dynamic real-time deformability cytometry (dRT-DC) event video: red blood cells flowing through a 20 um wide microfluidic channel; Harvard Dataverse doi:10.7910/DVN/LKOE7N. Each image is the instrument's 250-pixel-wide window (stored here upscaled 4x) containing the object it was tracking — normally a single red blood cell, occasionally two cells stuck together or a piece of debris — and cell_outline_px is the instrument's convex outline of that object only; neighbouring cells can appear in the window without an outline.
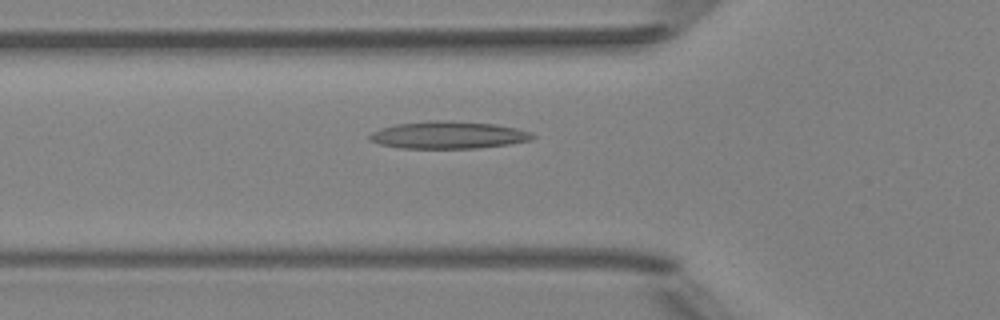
{"species": "Egyptian fruit bat (a non-hibernating species)", "species_latin": "Rousettus aegyptiacus", "temperature_condition": "room temperature", "stored_images_in_passage": 45, "camera_frame_rate_fps": 3000, "um_per_image_px": 0.085, "animal": {"sex": "female"}, "frame": {"image": 1, "passage_image": 12, "time_ms": 3.667, "image_size_px": [1000, 320], "cell_outline_px": [[536, 136], [532, 140], [508, 144], [476, 148], [400, 148], [380, 144], [372, 140], [368, 136], [372, 132], [380, 128], [396, 124], [428, 120], [436, 120], [492, 124], [516, 128], [528, 132]], "centroid_in_image_um": [38.08, 11.48], "position_along_channel_um": 87.7, "area_um2": 25.61}}
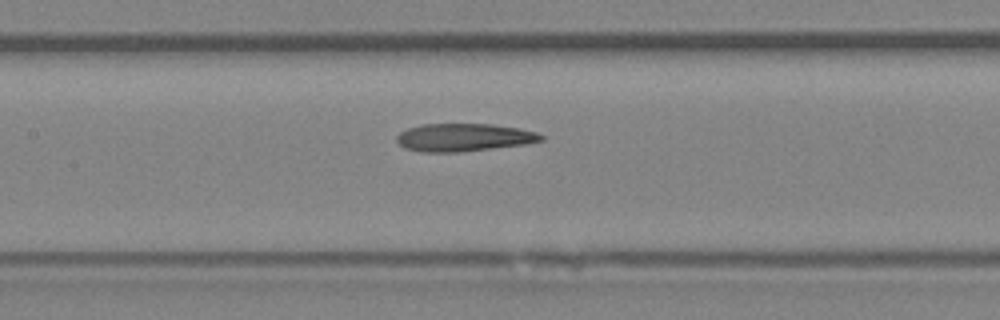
{"frame": {"image": 2, "passage_image": 18, "time_ms": 5.667, "image_size_px": [1000, 320], "cell_outline_px": [[544, 140], [524, 144], [460, 152], [424, 152], [404, 148], [396, 140], [396, 136], [400, 132], [408, 128], [420, 124], [492, 124], [520, 128], [536, 132], [544, 136]], "centroid_in_image_um": [39.41, 11.67], "position_along_channel_um": 168.0, "area_um2": 23.41}}
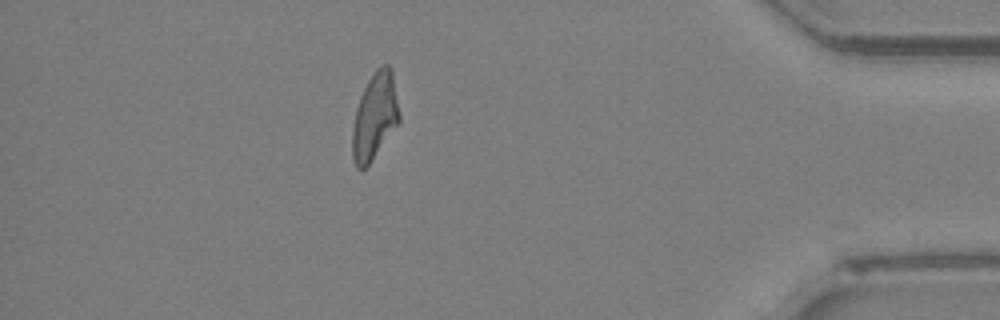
{"frame": {"image": 3, "passage_image": 39, "time_ms": 12.667, "image_size_px": [1000, 320], "cell_outline_px": [[400, 124], [368, 164], [360, 172], [356, 168], [352, 156], [352, 128], [356, 108], [360, 96], [368, 80], [376, 68], [384, 64], [388, 64], [392, 68], [400, 116]], "centroid_in_image_um": [31.86, 9.89], "position_along_channel_um": 403.3, "area_um2": 23.99}, "authors_computed_cell_mechanics": {"area_um2": 23.4668, "velocity_mm_per_s": 4.0155, "shape_relaxation_time_tau1_ms": null, "shape_relaxation_time_tau2_ms": 8.3305, "deformation_change_tau1": null, "deformation_change_tau2": 0.2365}}